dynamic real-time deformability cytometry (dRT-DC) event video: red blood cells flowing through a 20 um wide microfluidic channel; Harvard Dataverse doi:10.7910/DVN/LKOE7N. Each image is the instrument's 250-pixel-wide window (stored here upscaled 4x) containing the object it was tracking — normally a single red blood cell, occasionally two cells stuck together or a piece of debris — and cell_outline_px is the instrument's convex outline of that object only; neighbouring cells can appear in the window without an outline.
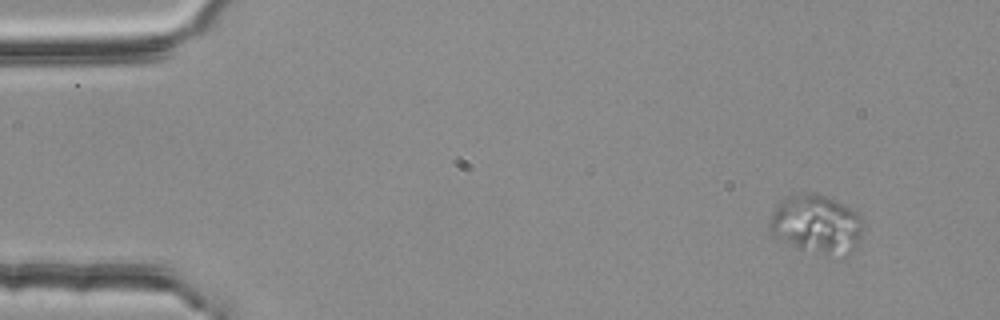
{"species": "common noctule bat (a hibernating species)", "species_latin": "Nyctalus noctula", "temperature_condition": "room temperature", "stored_images_in_passage": 4, "segment_of_instrument_passage": [1, 2], "camera_frame_rate_fps": 3000, "um_per_image_px": 0.085, "animal": {"sex": "female", "body_mass_g": 25.1}, "frame": {"image": 1, "passage_image": 1, "time_ms": 0.0, "image_size_px": [1000, 320], "cell_outline_px": [[860, 244], [844, 256], [824, 256], [800, 248], [772, 236], [768, 228], [768, 220], [772, 212], [792, 192], [812, 192], [824, 196], [852, 208], [860, 216]], "centroid_in_image_um": [69.37, 19.07], "position_along_channel_um": 15.6, "area_um2": 32.14}}
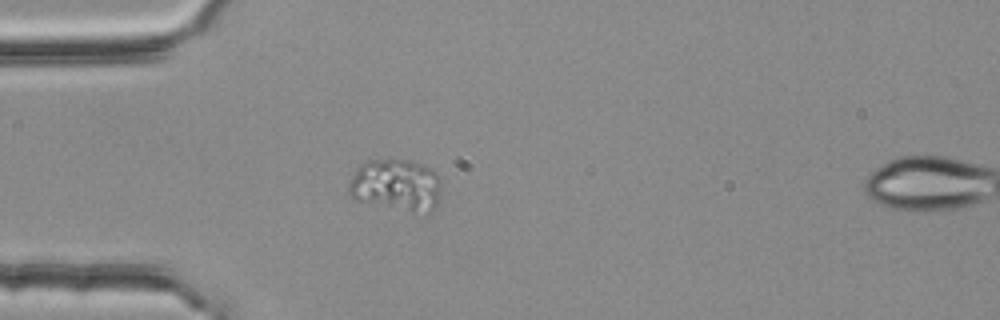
{"frame": {"image": 2, "passage_image": 3, "time_ms": 0.667, "image_size_px": [1000, 320], "cell_outline_px": [[440, 188], [436, 204], [432, 208], [412, 212], [356, 200], [348, 192], [348, 184], [356, 168], [360, 164], [368, 160], [408, 160], [432, 168], [436, 172], [440, 180]], "centroid_in_image_um": [33.63, 15.7], "position_along_channel_um": 51.4, "area_um2": 27.63}}